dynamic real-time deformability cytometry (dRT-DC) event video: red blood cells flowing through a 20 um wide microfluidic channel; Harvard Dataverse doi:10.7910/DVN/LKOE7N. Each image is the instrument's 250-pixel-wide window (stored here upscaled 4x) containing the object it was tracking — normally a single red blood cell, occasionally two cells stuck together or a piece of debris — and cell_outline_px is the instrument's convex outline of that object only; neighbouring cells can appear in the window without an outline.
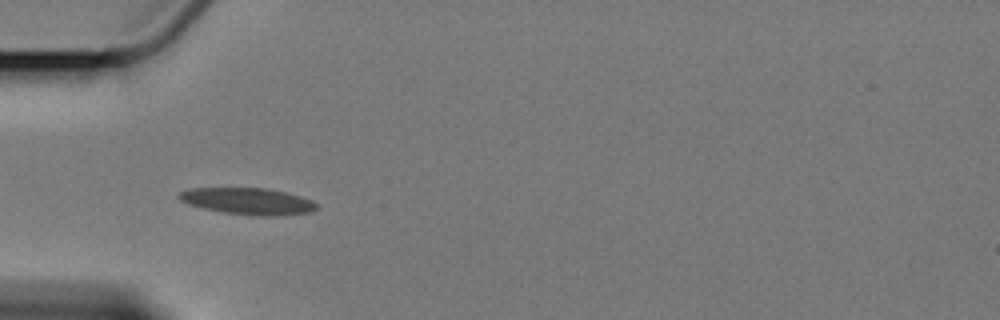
{"species": "Egyptian fruit bat (a non-hibernating species)", "species_latin": "Rousettus aegyptiacus", "temperature_condition": "cold", "stored_images_in_passage": 4, "camera_frame_rate_fps": 3000, "um_per_image_px": 0.085, "animal": {"sex": "female"}, "frame": {"image": 1, "passage_image": 3, "time_ms": 2.667, "image_size_px": [1000, 320], "cell_outline_px": [[316, 208], [312, 212], [280, 216], [252, 216], [224, 212], [204, 208], [188, 204], [180, 200], [176, 196], [180, 192], [192, 188], [264, 188], [284, 192], [300, 196], [312, 200], [316, 204]], "centroid_in_image_um": [21.08, 17.11], "position_along_channel_um": 63.9, "area_um2": 21.33}}
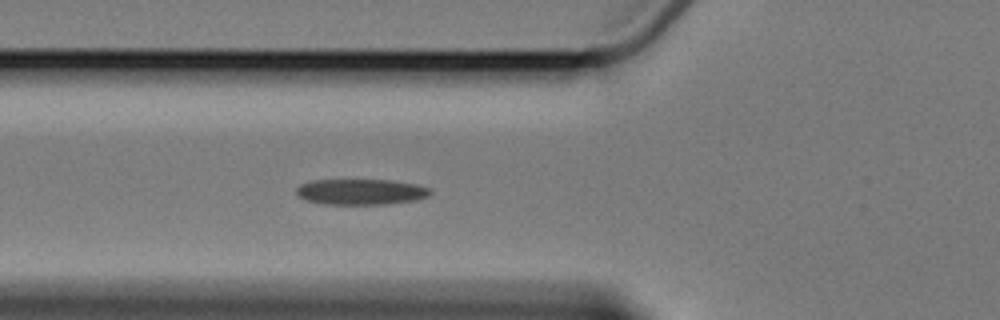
{"frame": {"image": 2, "passage_image": 4, "time_ms": 3.667, "image_size_px": [1000, 320], "cell_outline_px": [[432, 192], [428, 196], [416, 200], [388, 204], [320, 204], [304, 200], [296, 196], [296, 188], [300, 184], [308, 180], [388, 180], [416, 184], [428, 188]], "centroid_in_image_um": [30.6, 16.31], "position_along_channel_um": 95.2, "area_um2": 20.29}}